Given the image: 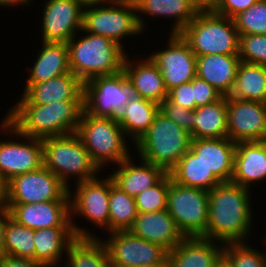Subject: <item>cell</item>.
Returning <instances> with one entry per match:
<instances>
[{
  "mask_svg": "<svg viewBox=\"0 0 266 267\" xmlns=\"http://www.w3.org/2000/svg\"><path fill=\"white\" fill-rule=\"evenodd\" d=\"M251 192L231 181L221 182L208 191L207 239L221 244L249 241L247 238L253 234L250 232L253 221Z\"/></svg>",
  "mask_w": 266,
  "mask_h": 267,
  "instance_id": "cell-1",
  "label": "cell"
},
{
  "mask_svg": "<svg viewBox=\"0 0 266 267\" xmlns=\"http://www.w3.org/2000/svg\"><path fill=\"white\" fill-rule=\"evenodd\" d=\"M83 101H56L47 105L15 104L4 117L19 133L38 139L75 133Z\"/></svg>",
  "mask_w": 266,
  "mask_h": 267,
  "instance_id": "cell-2",
  "label": "cell"
},
{
  "mask_svg": "<svg viewBox=\"0 0 266 267\" xmlns=\"http://www.w3.org/2000/svg\"><path fill=\"white\" fill-rule=\"evenodd\" d=\"M68 42L70 71L83 83L95 76L114 75L123 70L126 50L106 37L85 32Z\"/></svg>",
  "mask_w": 266,
  "mask_h": 267,
  "instance_id": "cell-3",
  "label": "cell"
},
{
  "mask_svg": "<svg viewBox=\"0 0 266 267\" xmlns=\"http://www.w3.org/2000/svg\"><path fill=\"white\" fill-rule=\"evenodd\" d=\"M42 142L43 166L55 174L69 190L71 177H75L74 184H77L92 180L100 174L101 170L76 133L48 137Z\"/></svg>",
  "mask_w": 266,
  "mask_h": 267,
  "instance_id": "cell-4",
  "label": "cell"
},
{
  "mask_svg": "<svg viewBox=\"0 0 266 267\" xmlns=\"http://www.w3.org/2000/svg\"><path fill=\"white\" fill-rule=\"evenodd\" d=\"M191 140L190 133L159 110L149 129L133 145L139 159L168 173L190 149Z\"/></svg>",
  "mask_w": 266,
  "mask_h": 267,
  "instance_id": "cell-5",
  "label": "cell"
},
{
  "mask_svg": "<svg viewBox=\"0 0 266 267\" xmlns=\"http://www.w3.org/2000/svg\"><path fill=\"white\" fill-rule=\"evenodd\" d=\"M75 133L100 170L112 162L118 165L131 156L127 137L117 118L93 116L83 109Z\"/></svg>",
  "mask_w": 266,
  "mask_h": 267,
  "instance_id": "cell-6",
  "label": "cell"
},
{
  "mask_svg": "<svg viewBox=\"0 0 266 267\" xmlns=\"http://www.w3.org/2000/svg\"><path fill=\"white\" fill-rule=\"evenodd\" d=\"M198 56L238 55L239 33L233 19L214 11L198 12L179 33Z\"/></svg>",
  "mask_w": 266,
  "mask_h": 267,
  "instance_id": "cell-7",
  "label": "cell"
},
{
  "mask_svg": "<svg viewBox=\"0 0 266 267\" xmlns=\"http://www.w3.org/2000/svg\"><path fill=\"white\" fill-rule=\"evenodd\" d=\"M82 34L89 32L112 40L124 49L122 38L144 33L138 23L133 0L110 5L85 6Z\"/></svg>",
  "mask_w": 266,
  "mask_h": 267,
  "instance_id": "cell-8",
  "label": "cell"
},
{
  "mask_svg": "<svg viewBox=\"0 0 266 267\" xmlns=\"http://www.w3.org/2000/svg\"><path fill=\"white\" fill-rule=\"evenodd\" d=\"M74 192L69 190L70 218L72 229L76 238H96V234L90 233L84 227L74 222V217H84L87 221L97 225L109 233V175L105 179L94 178L92 180L73 184ZM75 215V216H74Z\"/></svg>",
  "mask_w": 266,
  "mask_h": 267,
  "instance_id": "cell-9",
  "label": "cell"
},
{
  "mask_svg": "<svg viewBox=\"0 0 266 267\" xmlns=\"http://www.w3.org/2000/svg\"><path fill=\"white\" fill-rule=\"evenodd\" d=\"M166 209L185 237L206 238L208 191L177 184L170 176Z\"/></svg>",
  "mask_w": 266,
  "mask_h": 267,
  "instance_id": "cell-10",
  "label": "cell"
},
{
  "mask_svg": "<svg viewBox=\"0 0 266 267\" xmlns=\"http://www.w3.org/2000/svg\"><path fill=\"white\" fill-rule=\"evenodd\" d=\"M133 96L125 72L95 76L83 83L84 110L97 117L117 118Z\"/></svg>",
  "mask_w": 266,
  "mask_h": 267,
  "instance_id": "cell-11",
  "label": "cell"
},
{
  "mask_svg": "<svg viewBox=\"0 0 266 267\" xmlns=\"http://www.w3.org/2000/svg\"><path fill=\"white\" fill-rule=\"evenodd\" d=\"M0 128L4 134L10 133L13 138L26 141L0 140V174L7 181L16 175L28 173L43 166L42 139L19 133L5 118Z\"/></svg>",
  "mask_w": 266,
  "mask_h": 267,
  "instance_id": "cell-12",
  "label": "cell"
},
{
  "mask_svg": "<svg viewBox=\"0 0 266 267\" xmlns=\"http://www.w3.org/2000/svg\"><path fill=\"white\" fill-rule=\"evenodd\" d=\"M9 203H29L70 200L69 189L44 166L19 174L8 181Z\"/></svg>",
  "mask_w": 266,
  "mask_h": 267,
  "instance_id": "cell-13",
  "label": "cell"
},
{
  "mask_svg": "<svg viewBox=\"0 0 266 267\" xmlns=\"http://www.w3.org/2000/svg\"><path fill=\"white\" fill-rule=\"evenodd\" d=\"M168 45L149 55L161 71L166 90L192 81L196 77L197 56L179 33L168 34Z\"/></svg>",
  "mask_w": 266,
  "mask_h": 267,
  "instance_id": "cell-14",
  "label": "cell"
},
{
  "mask_svg": "<svg viewBox=\"0 0 266 267\" xmlns=\"http://www.w3.org/2000/svg\"><path fill=\"white\" fill-rule=\"evenodd\" d=\"M102 240L112 265L140 267L145 264L169 262L168 251L159 244L141 239L127 231L110 232Z\"/></svg>",
  "mask_w": 266,
  "mask_h": 267,
  "instance_id": "cell-15",
  "label": "cell"
},
{
  "mask_svg": "<svg viewBox=\"0 0 266 267\" xmlns=\"http://www.w3.org/2000/svg\"><path fill=\"white\" fill-rule=\"evenodd\" d=\"M42 7V42L67 43L81 31L82 0H45Z\"/></svg>",
  "mask_w": 266,
  "mask_h": 267,
  "instance_id": "cell-16",
  "label": "cell"
},
{
  "mask_svg": "<svg viewBox=\"0 0 266 267\" xmlns=\"http://www.w3.org/2000/svg\"><path fill=\"white\" fill-rule=\"evenodd\" d=\"M227 124L233 142L266 141V103L227 96Z\"/></svg>",
  "mask_w": 266,
  "mask_h": 267,
  "instance_id": "cell-17",
  "label": "cell"
},
{
  "mask_svg": "<svg viewBox=\"0 0 266 267\" xmlns=\"http://www.w3.org/2000/svg\"><path fill=\"white\" fill-rule=\"evenodd\" d=\"M10 217L33 230L52 227H72L70 200L29 203H9Z\"/></svg>",
  "mask_w": 266,
  "mask_h": 267,
  "instance_id": "cell-18",
  "label": "cell"
},
{
  "mask_svg": "<svg viewBox=\"0 0 266 267\" xmlns=\"http://www.w3.org/2000/svg\"><path fill=\"white\" fill-rule=\"evenodd\" d=\"M59 100L83 101V82L71 71L46 82L24 85L16 104L47 105Z\"/></svg>",
  "mask_w": 266,
  "mask_h": 267,
  "instance_id": "cell-19",
  "label": "cell"
},
{
  "mask_svg": "<svg viewBox=\"0 0 266 267\" xmlns=\"http://www.w3.org/2000/svg\"><path fill=\"white\" fill-rule=\"evenodd\" d=\"M128 231L141 239L161 245L168 252L185 238L167 209L138 213Z\"/></svg>",
  "mask_w": 266,
  "mask_h": 267,
  "instance_id": "cell-20",
  "label": "cell"
},
{
  "mask_svg": "<svg viewBox=\"0 0 266 267\" xmlns=\"http://www.w3.org/2000/svg\"><path fill=\"white\" fill-rule=\"evenodd\" d=\"M123 71L131 85L133 95L159 105L168 97L161 71L149 56L133 62L127 54L123 63Z\"/></svg>",
  "mask_w": 266,
  "mask_h": 267,
  "instance_id": "cell-21",
  "label": "cell"
},
{
  "mask_svg": "<svg viewBox=\"0 0 266 267\" xmlns=\"http://www.w3.org/2000/svg\"><path fill=\"white\" fill-rule=\"evenodd\" d=\"M224 244L203 237H185L168 252L169 267H216Z\"/></svg>",
  "mask_w": 266,
  "mask_h": 267,
  "instance_id": "cell-22",
  "label": "cell"
},
{
  "mask_svg": "<svg viewBox=\"0 0 266 267\" xmlns=\"http://www.w3.org/2000/svg\"><path fill=\"white\" fill-rule=\"evenodd\" d=\"M266 180V141L236 142L231 182L250 189Z\"/></svg>",
  "mask_w": 266,
  "mask_h": 267,
  "instance_id": "cell-23",
  "label": "cell"
},
{
  "mask_svg": "<svg viewBox=\"0 0 266 267\" xmlns=\"http://www.w3.org/2000/svg\"><path fill=\"white\" fill-rule=\"evenodd\" d=\"M190 149L221 182H230L236 142L225 138L192 139Z\"/></svg>",
  "mask_w": 266,
  "mask_h": 267,
  "instance_id": "cell-24",
  "label": "cell"
},
{
  "mask_svg": "<svg viewBox=\"0 0 266 267\" xmlns=\"http://www.w3.org/2000/svg\"><path fill=\"white\" fill-rule=\"evenodd\" d=\"M140 164H135L133 158L120 162L117 169L109 175L113 183L129 196L136 197L144 190L157 184L167 172L160 166L140 159Z\"/></svg>",
  "mask_w": 266,
  "mask_h": 267,
  "instance_id": "cell-25",
  "label": "cell"
},
{
  "mask_svg": "<svg viewBox=\"0 0 266 267\" xmlns=\"http://www.w3.org/2000/svg\"><path fill=\"white\" fill-rule=\"evenodd\" d=\"M240 62L238 55L211 54L198 56L196 59V76L206 80L223 96H229L235 83Z\"/></svg>",
  "mask_w": 266,
  "mask_h": 267,
  "instance_id": "cell-26",
  "label": "cell"
},
{
  "mask_svg": "<svg viewBox=\"0 0 266 267\" xmlns=\"http://www.w3.org/2000/svg\"><path fill=\"white\" fill-rule=\"evenodd\" d=\"M138 23L145 31L146 22L143 15L163 18H175L170 33H180L197 15L198 11L189 0H133ZM141 14V15H139Z\"/></svg>",
  "mask_w": 266,
  "mask_h": 267,
  "instance_id": "cell-27",
  "label": "cell"
},
{
  "mask_svg": "<svg viewBox=\"0 0 266 267\" xmlns=\"http://www.w3.org/2000/svg\"><path fill=\"white\" fill-rule=\"evenodd\" d=\"M75 239L72 227L34 230V261L45 267L59 266L63 255Z\"/></svg>",
  "mask_w": 266,
  "mask_h": 267,
  "instance_id": "cell-28",
  "label": "cell"
},
{
  "mask_svg": "<svg viewBox=\"0 0 266 267\" xmlns=\"http://www.w3.org/2000/svg\"><path fill=\"white\" fill-rule=\"evenodd\" d=\"M26 84L46 82L70 72L67 43L42 42Z\"/></svg>",
  "mask_w": 266,
  "mask_h": 267,
  "instance_id": "cell-29",
  "label": "cell"
},
{
  "mask_svg": "<svg viewBox=\"0 0 266 267\" xmlns=\"http://www.w3.org/2000/svg\"><path fill=\"white\" fill-rule=\"evenodd\" d=\"M159 110L158 103L133 95L123 107L117 121L127 139L135 144L149 129Z\"/></svg>",
  "mask_w": 266,
  "mask_h": 267,
  "instance_id": "cell-30",
  "label": "cell"
},
{
  "mask_svg": "<svg viewBox=\"0 0 266 267\" xmlns=\"http://www.w3.org/2000/svg\"><path fill=\"white\" fill-rule=\"evenodd\" d=\"M227 133V96L193 111V139L225 138Z\"/></svg>",
  "mask_w": 266,
  "mask_h": 267,
  "instance_id": "cell-31",
  "label": "cell"
},
{
  "mask_svg": "<svg viewBox=\"0 0 266 267\" xmlns=\"http://www.w3.org/2000/svg\"><path fill=\"white\" fill-rule=\"evenodd\" d=\"M168 173L177 184L205 191L221 183L191 149Z\"/></svg>",
  "mask_w": 266,
  "mask_h": 267,
  "instance_id": "cell-32",
  "label": "cell"
},
{
  "mask_svg": "<svg viewBox=\"0 0 266 267\" xmlns=\"http://www.w3.org/2000/svg\"><path fill=\"white\" fill-rule=\"evenodd\" d=\"M65 255L67 257L63 267H112L101 237L76 238Z\"/></svg>",
  "mask_w": 266,
  "mask_h": 267,
  "instance_id": "cell-33",
  "label": "cell"
},
{
  "mask_svg": "<svg viewBox=\"0 0 266 267\" xmlns=\"http://www.w3.org/2000/svg\"><path fill=\"white\" fill-rule=\"evenodd\" d=\"M229 96L266 103V66L241 61Z\"/></svg>",
  "mask_w": 266,
  "mask_h": 267,
  "instance_id": "cell-34",
  "label": "cell"
},
{
  "mask_svg": "<svg viewBox=\"0 0 266 267\" xmlns=\"http://www.w3.org/2000/svg\"><path fill=\"white\" fill-rule=\"evenodd\" d=\"M137 216L135 197L117 187L109 176V233L127 231Z\"/></svg>",
  "mask_w": 266,
  "mask_h": 267,
  "instance_id": "cell-35",
  "label": "cell"
},
{
  "mask_svg": "<svg viewBox=\"0 0 266 267\" xmlns=\"http://www.w3.org/2000/svg\"><path fill=\"white\" fill-rule=\"evenodd\" d=\"M34 230L8 218L4 233L3 255L34 260Z\"/></svg>",
  "mask_w": 266,
  "mask_h": 267,
  "instance_id": "cell-36",
  "label": "cell"
},
{
  "mask_svg": "<svg viewBox=\"0 0 266 267\" xmlns=\"http://www.w3.org/2000/svg\"><path fill=\"white\" fill-rule=\"evenodd\" d=\"M250 246L248 242L224 244L223 259L230 267H266V252Z\"/></svg>",
  "mask_w": 266,
  "mask_h": 267,
  "instance_id": "cell-37",
  "label": "cell"
},
{
  "mask_svg": "<svg viewBox=\"0 0 266 267\" xmlns=\"http://www.w3.org/2000/svg\"><path fill=\"white\" fill-rule=\"evenodd\" d=\"M170 174L167 173L153 187L144 190L135 197L138 213L160 212L167 207Z\"/></svg>",
  "mask_w": 266,
  "mask_h": 267,
  "instance_id": "cell-38",
  "label": "cell"
},
{
  "mask_svg": "<svg viewBox=\"0 0 266 267\" xmlns=\"http://www.w3.org/2000/svg\"><path fill=\"white\" fill-rule=\"evenodd\" d=\"M233 21L239 35L266 34V0H258Z\"/></svg>",
  "mask_w": 266,
  "mask_h": 267,
  "instance_id": "cell-39",
  "label": "cell"
},
{
  "mask_svg": "<svg viewBox=\"0 0 266 267\" xmlns=\"http://www.w3.org/2000/svg\"><path fill=\"white\" fill-rule=\"evenodd\" d=\"M240 61L266 66V34L239 36Z\"/></svg>",
  "mask_w": 266,
  "mask_h": 267,
  "instance_id": "cell-40",
  "label": "cell"
},
{
  "mask_svg": "<svg viewBox=\"0 0 266 267\" xmlns=\"http://www.w3.org/2000/svg\"><path fill=\"white\" fill-rule=\"evenodd\" d=\"M160 111L174 121L182 129L190 133L193 139V111L177 103L172 102L168 97L160 104Z\"/></svg>",
  "mask_w": 266,
  "mask_h": 267,
  "instance_id": "cell-41",
  "label": "cell"
},
{
  "mask_svg": "<svg viewBox=\"0 0 266 267\" xmlns=\"http://www.w3.org/2000/svg\"><path fill=\"white\" fill-rule=\"evenodd\" d=\"M193 94L197 107L216 102L223 96L206 80L200 79L197 76L193 79Z\"/></svg>",
  "mask_w": 266,
  "mask_h": 267,
  "instance_id": "cell-42",
  "label": "cell"
},
{
  "mask_svg": "<svg viewBox=\"0 0 266 267\" xmlns=\"http://www.w3.org/2000/svg\"><path fill=\"white\" fill-rule=\"evenodd\" d=\"M168 98L183 108L195 110L197 106L193 94V80L170 89Z\"/></svg>",
  "mask_w": 266,
  "mask_h": 267,
  "instance_id": "cell-43",
  "label": "cell"
},
{
  "mask_svg": "<svg viewBox=\"0 0 266 267\" xmlns=\"http://www.w3.org/2000/svg\"><path fill=\"white\" fill-rule=\"evenodd\" d=\"M258 0H218L213 10L219 15L233 19L240 12L247 10Z\"/></svg>",
  "mask_w": 266,
  "mask_h": 267,
  "instance_id": "cell-44",
  "label": "cell"
},
{
  "mask_svg": "<svg viewBox=\"0 0 266 267\" xmlns=\"http://www.w3.org/2000/svg\"><path fill=\"white\" fill-rule=\"evenodd\" d=\"M0 267H45L43 264L29 258L0 255Z\"/></svg>",
  "mask_w": 266,
  "mask_h": 267,
  "instance_id": "cell-45",
  "label": "cell"
},
{
  "mask_svg": "<svg viewBox=\"0 0 266 267\" xmlns=\"http://www.w3.org/2000/svg\"><path fill=\"white\" fill-rule=\"evenodd\" d=\"M0 210H9L8 181L0 174Z\"/></svg>",
  "mask_w": 266,
  "mask_h": 267,
  "instance_id": "cell-46",
  "label": "cell"
},
{
  "mask_svg": "<svg viewBox=\"0 0 266 267\" xmlns=\"http://www.w3.org/2000/svg\"><path fill=\"white\" fill-rule=\"evenodd\" d=\"M198 12L213 11L218 0H189Z\"/></svg>",
  "mask_w": 266,
  "mask_h": 267,
  "instance_id": "cell-47",
  "label": "cell"
},
{
  "mask_svg": "<svg viewBox=\"0 0 266 267\" xmlns=\"http://www.w3.org/2000/svg\"><path fill=\"white\" fill-rule=\"evenodd\" d=\"M9 217V210H0V255L3 254L5 226Z\"/></svg>",
  "mask_w": 266,
  "mask_h": 267,
  "instance_id": "cell-48",
  "label": "cell"
},
{
  "mask_svg": "<svg viewBox=\"0 0 266 267\" xmlns=\"http://www.w3.org/2000/svg\"><path fill=\"white\" fill-rule=\"evenodd\" d=\"M126 0H82L83 6H95V5H110L119 2H125Z\"/></svg>",
  "mask_w": 266,
  "mask_h": 267,
  "instance_id": "cell-49",
  "label": "cell"
},
{
  "mask_svg": "<svg viewBox=\"0 0 266 267\" xmlns=\"http://www.w3.org/2000/svg\"><path fill=\"white\" fill-rule=\"evenodd\" d=\"M32 0H0V6H2V7H5L6 8V6H11V7H13V6H16V5H24V6H30L29 4H30V2H31Z\"/></svg>",
  "mask_w": 266,
  "mask_h": 267,
  "instance_id": "cell-50",
  "label": "cell"
},
{
  "mask_svg": "<svg viewBox=\"0 0 266 267\" xmlns=\"http://www.w3.org/2000/svg\"><path fill=\"white\" fill-rule=\"evenodd\" d=\"M140 267H169V262H158L153 264H145Z\"/></svg>",
  "mask_w": 266,
  "mask_h": 267,
  "instance_id": "cell-51",
  "label": "cell"
},
{
  "mask_svg": "<svg viewBox=\"0 0 266 267\" xmlns=\"http://www.w3.org/2000/svg\"><path fill=\"white\" fill-rule=\"evenodd\" d=\"M216 267H230L229 264L222 258Z\"/></svg>",
  "mask_w": 266,
  "mask_h": 267,
  "instance_id": "cell-52",
  "label": "cell"
},
{
  "mask_svg": "<svg viewBox=\"0 0 266 267\" xmlns=\"http://www.w3.org/2000/svg\"><path fill=\"white\" fill-rule=\"evenodd\" d=\"M112 267H125V266L112 265Z\"/></svg>",
  "mask_w": 266,
  "mask_h": 267,
  "instance_id": "cell-53",
  "label": "cell"
}]
</instances>
